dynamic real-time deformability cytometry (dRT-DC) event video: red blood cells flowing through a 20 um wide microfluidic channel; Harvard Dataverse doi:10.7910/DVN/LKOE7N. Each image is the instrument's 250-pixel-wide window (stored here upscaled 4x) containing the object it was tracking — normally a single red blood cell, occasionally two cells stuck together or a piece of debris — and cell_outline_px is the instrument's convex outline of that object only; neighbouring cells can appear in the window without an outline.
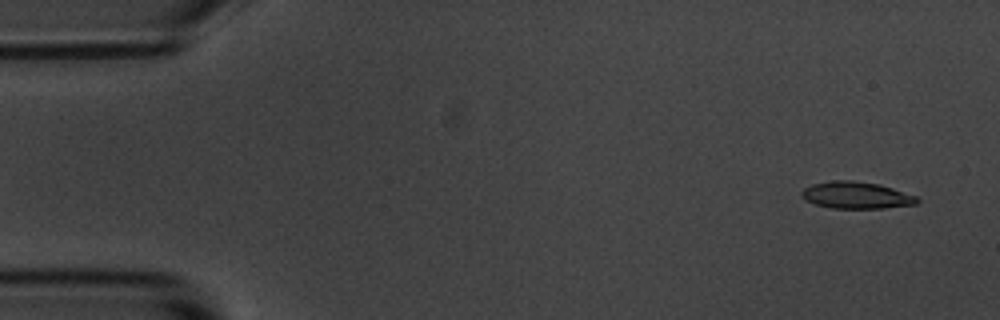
{"species": "common noctule bat (a hibernating species)", "species_latin": "Nyctalus noctula", "temperature_condition": "room temperature", "stored_images_in_passage": 7, "camera_frame_rate_fps": 3000, "um_per_image_px": 0.085, "animal": {"sex": "male", "body_mass_g": 20.1, "forearm_length_mm": 53.5}, "frame": {"image": 1, "passage_image": 1, "time_ms": 0.0, "image_size_px": [1000, 320], "cell_outline_px": [[920, 200], [916, 204], [884, 208], [832, 208], [816, 204], [804, 200], [800, 196], [800, 192], [804, 188], [812, 184], [832, 180], [852, 180], [880, 184], [916, 196]], "centroid_in_image_um": [72.75, 16.59], "position_along_channel_um": 12.3, "area_um2": 18.15}}
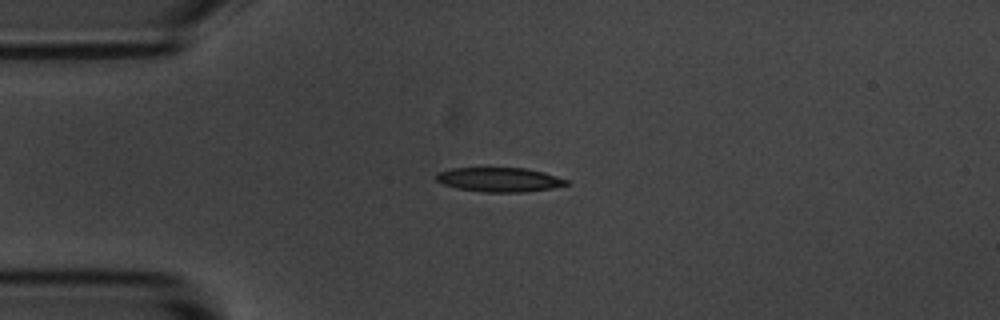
{"frame": {"image": 2, "passage_image": 4, "time_ms": 3.333, "image_size_px": [1000, 320], "cell_outline_px": [[572, 184], [552, 188], [524, 192], [484, 192], [456, 188], [444, 184], [436, 180], [436, 172], [452, 168], [524, 168], [544, 172], [568, 180]], "centroid_in_image_um": [42.46, 15.27], "position_along_channel_um": 42.5, "area_um2": 18.5}}
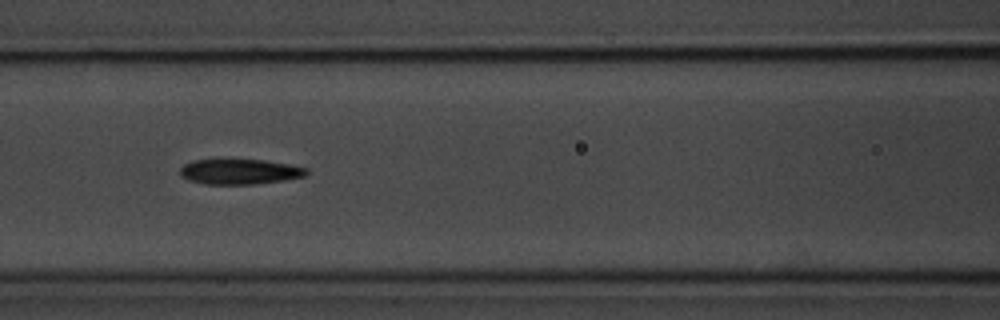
{"frame": {"image": 3, "passage_image": 7, "time_ms": 6.667, "image_size_px": [1000, 320], "cell_outline_px": [[308, 172], [304, 176], [280, 180], [252, 184], [204, 184], [188, 180], [180, 176], [180, 168], [184, 164], [192, 160], [216, 156], [264, 160], [288, 164], [308, 168]], "centroid_in_image_um": [20.25, 14.53], "position_along_channel_um": 146.3, "area_um2": 19.42}}